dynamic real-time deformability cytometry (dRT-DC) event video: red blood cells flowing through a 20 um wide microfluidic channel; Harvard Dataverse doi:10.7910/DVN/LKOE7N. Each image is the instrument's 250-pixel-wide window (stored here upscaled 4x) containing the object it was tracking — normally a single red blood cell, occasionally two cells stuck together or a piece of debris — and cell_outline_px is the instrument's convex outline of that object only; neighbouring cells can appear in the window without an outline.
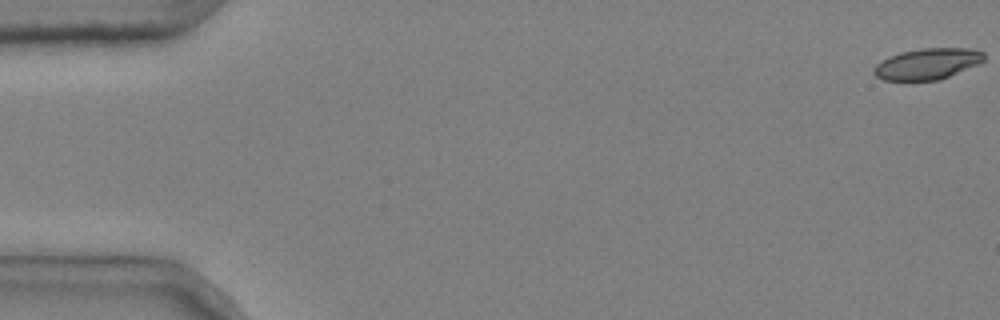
{"species": "common noctule bat (a hibernating species)", "species_latin": "Nyctalus noctula", "temperature_condition": "cold", "stored_images_in_passage": 4, "camera_frame_rate_fps": 3000, "um_per_image_px": 0.085, "animal": {"sex": "male", "body_mass_g": 20.4}, "frame": {"image": 1, "passage_image": 1, "time_ms": 0.0, "image_size_px": [1000, 320], "cell_outline_px": [[984, 60], [976, 64], [940, 80], [884, 80], [876, 76], [872, 72], [872, 68], [880, 60], [888, 56], [900, 52], [920, 48], [972, 48], [984, 52]], "centroid_in_image_um": [78.77, 5.41], "position_along_channel_um": 6.2, "area_um2": 20.0}}
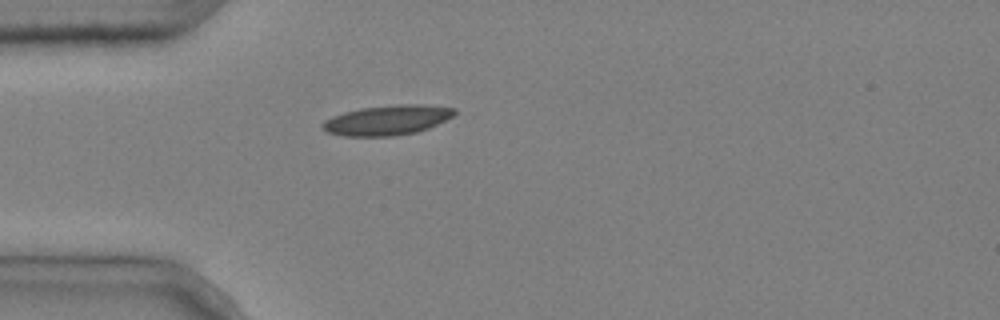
{"frame": {"image": 2, "passage_image": 4, "time_ms": 1.0, "image_size_px": [1000, 320], "cell_outline_px": [[456, 112], [452, 116], [428, 128], [416, 132], [392, 136], [344, 136], [328, 132], [320, 124], [324, 120], [332, 116], [344, 112], [360, 108], [396, 104], [420, 104], [456, 108]], "centroid_in_image_um": [32.89, 10.2], "position_along_channel_um": 52.1, "area_um2": 22.89}}